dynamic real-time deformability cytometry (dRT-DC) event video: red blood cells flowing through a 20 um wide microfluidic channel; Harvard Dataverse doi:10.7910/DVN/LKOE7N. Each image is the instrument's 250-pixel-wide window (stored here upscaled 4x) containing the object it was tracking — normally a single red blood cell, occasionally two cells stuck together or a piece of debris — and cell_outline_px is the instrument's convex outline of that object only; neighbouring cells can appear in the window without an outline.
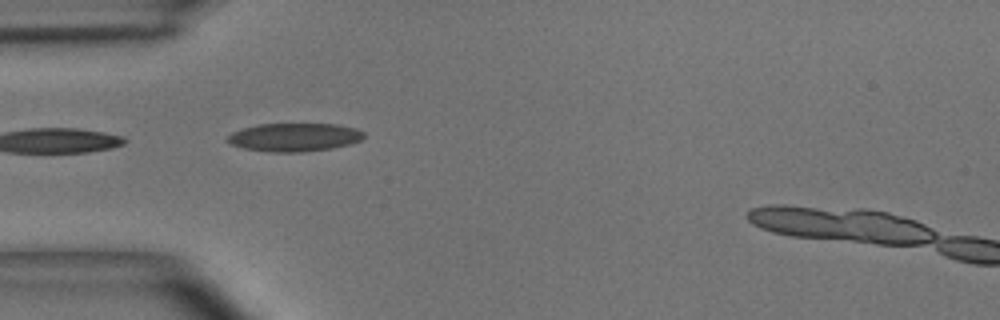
{"species": "common noctule bat (a hibernating species)", "species_latin": "Nyctalus noctula", "temperature_condition": "room temperature", "stored_images_in_passage": 21, "camera_frame_rate_fps": 3000, "um_per_image_px": 0.085, "animal": {"sex": "male", "body_mass_g": 15.6}, "frame": {"image": 1, "passage_image": 1, "time_ms": 0.0, "image_size_px": [1000, 320], "cell_outline_px": [[364, 136], [360, 140], [348, 144], [332, 148], [300, 152], [272, 152], [244, 148], [232, 144], [224, 140], [232, 132], [244, 128], [260, 124], [336, 124], [356, 128], [364, 132]], "centroid_in_image_um": [25.01, 11.66], "position_along_channel_um": 60.0, "area_um2": 22.31}}